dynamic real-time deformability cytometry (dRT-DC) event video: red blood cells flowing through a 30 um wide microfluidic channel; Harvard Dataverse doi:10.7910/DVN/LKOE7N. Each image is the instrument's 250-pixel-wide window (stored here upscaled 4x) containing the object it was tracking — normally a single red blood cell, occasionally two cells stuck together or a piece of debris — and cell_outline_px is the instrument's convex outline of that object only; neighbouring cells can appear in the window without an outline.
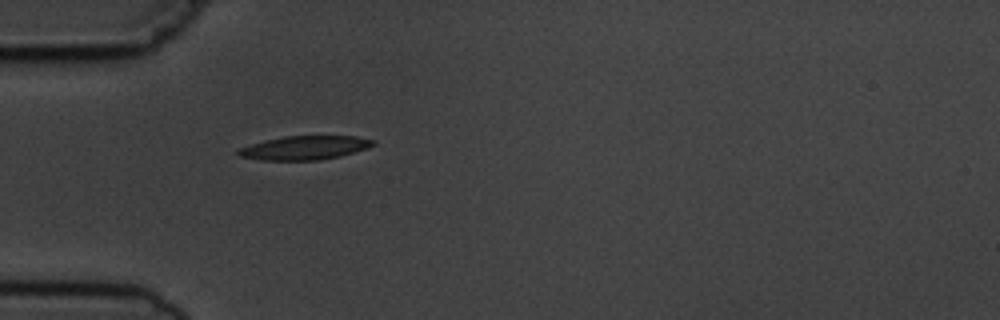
{"species": "common noctule bat (a hibernating species)", "species_latin": "Nyctalus noctula", "temperature_condition": "cold", "stored_images_in_passage": 1, "camera_frame_rate_fps": 3000, "um_per_image_px": 0.085, "animal": {"sex": "male", "body_mass_g": 19.5, "forearm_length_mm": 54.6}, "frame": {"image": 1, "passage_image": 1, "time_ms": 0.0, "image_size_px": [1000, 320], "cell_outline_px": [[376, 144], [368, 148], [340, 156], [320, 160], [260, 160], [240, 156], [236, 152], [240, 148], [264, 140], [284, 136], [356, 136], [376, 140]], "centroid_in_image_um": [25.93, 12.56], "position_along_channel_um": 59.1, "area_um2": 18.73}}